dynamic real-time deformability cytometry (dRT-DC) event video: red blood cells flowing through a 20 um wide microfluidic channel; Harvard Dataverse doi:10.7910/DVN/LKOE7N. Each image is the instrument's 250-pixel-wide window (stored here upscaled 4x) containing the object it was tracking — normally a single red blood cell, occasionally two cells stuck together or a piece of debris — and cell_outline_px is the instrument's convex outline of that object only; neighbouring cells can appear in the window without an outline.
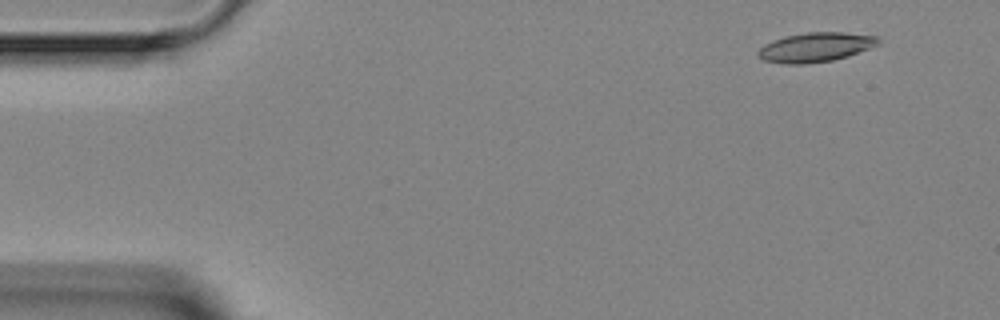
{"species": "Egyptian fruit bat (a non-hibernating species)", "species_latin": "Rousettus aegyptiacus", "temperature_condition": "room temperature", "stored_images_in_passage": 4, "camera_frame_rate_fps": 3000, "um_per_image_px": 0.085, "animal": {"sex": "female"}, "frame": {"image": 1, "passage_image": 1, "time_ms": 0.0, "image_size_px": [1000, 320], "cell_outline_px": [[880, 44], [848, 56], [832, 60], [808, 64], [784, 64], [764, 60], [756, 56], [756, 52], [764, 44], [784, 36], [808, 32], [844, 32], [876, 36], [880, 40]], "centroid_in_image_um": [69.3, 4.02], "position_along_channel_um": 15.7, "area_um2": 20.69}}
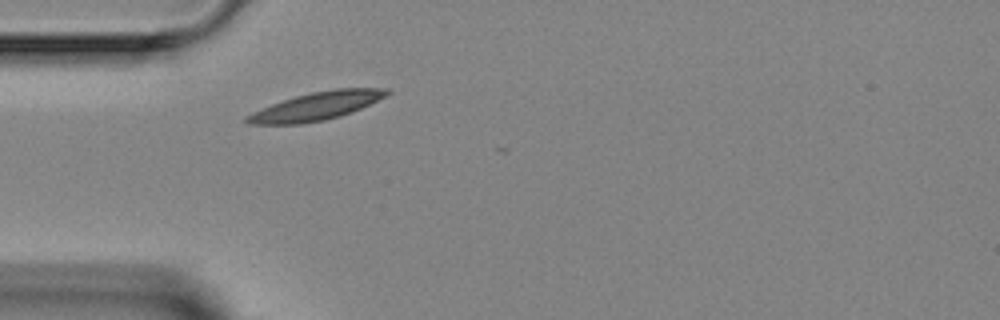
{"frame": {"image": 2, "passage_image": 4, "time_ms": 3.333, "image_size_px": [1000, 320], "cell_outline_px": [[392, 92], [352, 112], [340, 116], [324, 120], [300, 124], [248, 124], [244, 120], [244, 116], [260, 108], [296, 96], [312, 92], [336, 88], [388, 88]], "centroid_in_image_um": [26.85, 9.02], "position_along_channel_um": 58.1, "area_um2": 22.66}}